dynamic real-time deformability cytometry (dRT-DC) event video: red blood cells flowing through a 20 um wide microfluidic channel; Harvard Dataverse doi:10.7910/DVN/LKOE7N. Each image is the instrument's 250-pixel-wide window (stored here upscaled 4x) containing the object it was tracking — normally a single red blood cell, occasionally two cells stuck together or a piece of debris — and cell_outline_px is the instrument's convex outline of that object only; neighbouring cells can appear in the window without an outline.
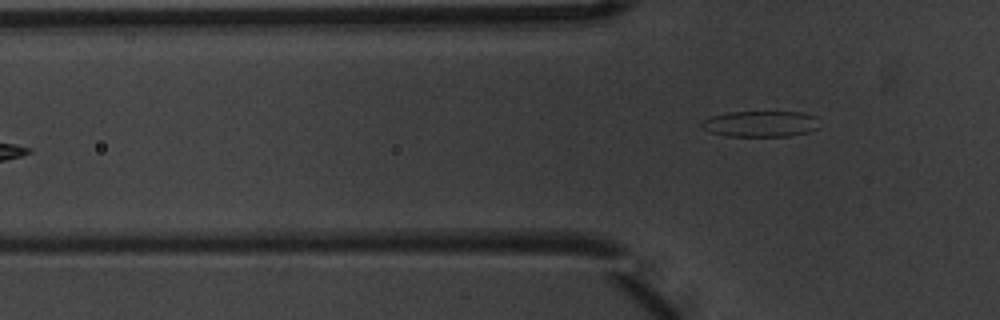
{"species": "common noctule bat (a hibernating species)", "species_latin": "Nyctalus noctula", "temperature_condition": "warm", "stored_images_in_passage": 4, "camera_frame_rate_fps": 3000, "um_per_image_px": 0.085, "animal": {"sex": "male", "body_mass_g": 20.1, "forearm_length_mm": 53.5}, "frame": {"image": 1, "passage_image": 4, "time_ms": 1.0, "image_size_px": [1000, 320], "cell_outline_px": [[820, 128], [808, 132], [788, 136], [724, 136], [700, 128], [700, 120], [712, 116], [728, 112], [804, 112], [816, 116]], "centroid_in_image_um": [64.64, 10.52], "position_along_channel_um": 61.2, "area_um2": 18.09}}